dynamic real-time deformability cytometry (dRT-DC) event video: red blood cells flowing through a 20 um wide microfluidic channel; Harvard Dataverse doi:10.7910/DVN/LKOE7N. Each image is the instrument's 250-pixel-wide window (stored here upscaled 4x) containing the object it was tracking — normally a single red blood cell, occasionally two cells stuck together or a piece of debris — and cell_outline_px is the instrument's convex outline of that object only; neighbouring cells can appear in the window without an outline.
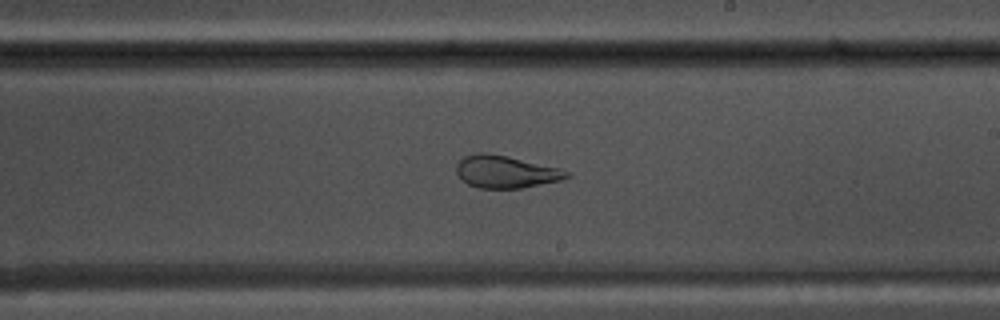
{"species": "common noctule bat (a hibernating species)", "species_latin": "Nyctalus noctula", "temperature_condition": "warm", "stored_images_in_passage": 53, "camera_frame_rate_fps": 3000, "um_per_image_px": 0.085, "animal": {"sex": "male", "body_mass_g": 17.5, "forearm_length_mm": 52.3}, "frame": {"image": 1, "passage_image": 31, "time_ms": 10.0, "image_size_px": [1000, 320], "cell_outline_px": [[572, 176], [560, 180], [520, 188], [480, 188], [468, 184], [456, 172], [456, 164], [464, 156], [480, 152], [484, 152], [504, 156], [556, 168], [572, 172]], "centroid_in_image_um": [42.96, 14.61], "position_along_channel_um": 246.0, "area_um2": 20.29}}
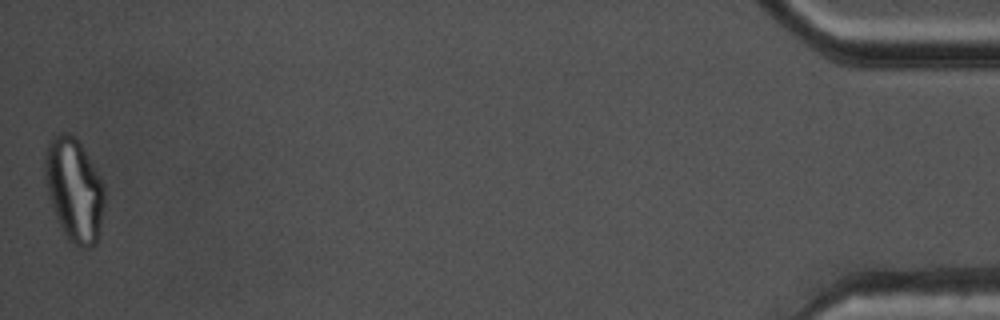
{"frame": {"image": 2, "passage_image": 53, "time_ms": 17.333, "image_size_px": [1000, 320], "cell_outline_px": [[104, 204], [96, 244], [88, 248], [80, 248], [72, 244], [68, 240], [56, 216], [48, 192], [44, 172], [44, 160], [48, 144], [52, 136], [60, 132], [68, 132], [76, 136], [100, 176], [104, 188]], "centroid_in_image_um": [6.3, 16.1], "position_along_channel_um": 428.9, "area_um2": 35.66}}